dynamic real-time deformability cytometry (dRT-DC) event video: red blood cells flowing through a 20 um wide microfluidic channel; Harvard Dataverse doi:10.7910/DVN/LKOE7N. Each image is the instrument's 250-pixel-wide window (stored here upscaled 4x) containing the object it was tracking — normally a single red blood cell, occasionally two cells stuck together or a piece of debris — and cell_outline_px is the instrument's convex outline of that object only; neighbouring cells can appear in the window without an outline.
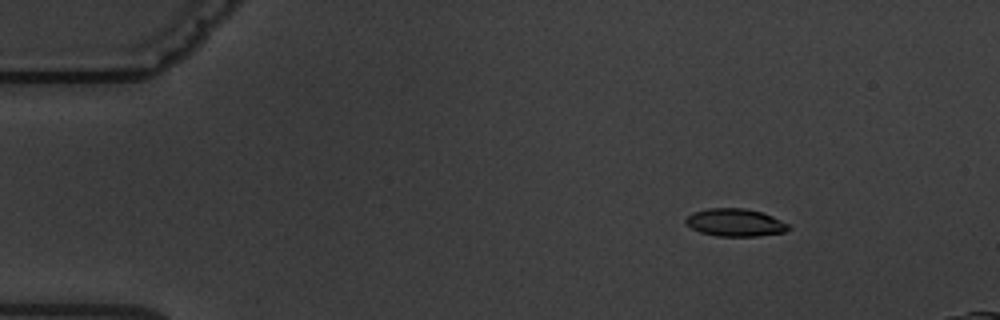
{"species": "common noctule bat (a hibernating species)", "species_latin": "Nyctalus noctula", "temperature_condition": "warm", "stored_images_in_passage": 7, "camera_frame_rate_fps": 3000, "um_per_image_px": 0.085, "animal": {"sex": "male", "body_mass_g": 19.5, "forearm_length_mm": 54.6}, "frame": {"image": 1, "passage_image": 3, "time_ms": 2.333, "image_size_px": [1000, 320], "cell_outline_px": [[792, 228], [784, 232], [756, 236], [716, 236], [700, 232], [684, 224], [684, 220], [692, 212], [708, 208], [744, 208], [760, 212], [772, 216], [788, 224]], "centroid_in_image_um": [62.46, 18.91], "position_along_channel_um": 22.5, "area_um2": 16.59}}
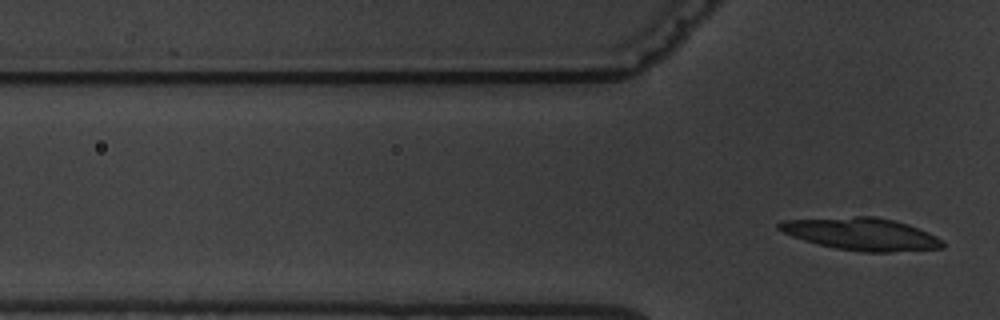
{"frame": {"image": 2, "passage_image": 7, "time_ms": 9.0, "image_size_px": [1000, 320], "cell_outline_px": [[944, 248], [888, 252], [864, 252], [836, 248], [816, 244], [792, 236], [776, 228], [776, 224], [784, 220], [856, 216], [876, 216], [908, 224], [928, 232], [936, 236], [944, 244]], "centroid_in_image_um": [73.21, 19.89], "position_along_channel_um": 52.6, "area_um2": 30.75}}